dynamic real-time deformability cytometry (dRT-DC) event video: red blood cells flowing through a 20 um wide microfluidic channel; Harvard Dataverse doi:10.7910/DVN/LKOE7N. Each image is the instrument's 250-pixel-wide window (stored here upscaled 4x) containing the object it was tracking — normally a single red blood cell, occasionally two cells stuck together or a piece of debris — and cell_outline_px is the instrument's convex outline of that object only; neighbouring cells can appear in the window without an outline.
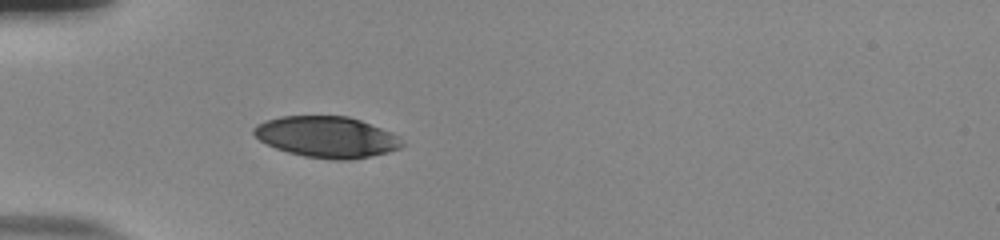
{"species": "human", "species_latin": "Homo sapiens", "temperature_condition": "room temperature", "stored_images_in_passage": 37, "camera_frame_rate_fps": 3000, "um_per_image_px": 0.085, "donor": {"sex": "male"}, "frame": {"image": 1, "passage_image": 1, "time_ms": 0.0, "image_size_px": [1000, 240], "cell_outline_px": [[404, 144], [400, 148], [388, 152], [372, 156], [352, 160], [332, 160], [304, 156], [288, 152], [276, 148], [260, 140], [252, 132], [252, 128], [268, 120], [280, 116], [348, 116], [360, 120], [392, 132]], "centroid_in_image_um": [27.79, 11.65], "position_along_channel_um": 57.2, "area_um2": 35.37}}
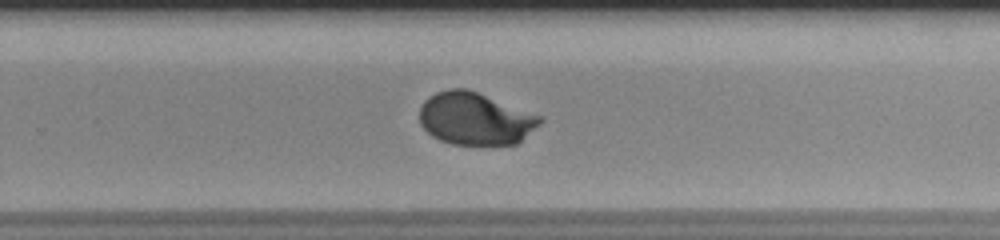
{"frame": {"image": 2, "passage_image": 20, "time_ms": 6.333, "image_size_px": [1000, 240], "cell_outline_px": [[544, 120], [540, 124], [516, 144], [484, 148], [452, 144], [440, 140], [432, 136], [420, 124], [420, 108], [424, 100], [436, 92], [448, 88], [464, 88], [476, 92], [544, 116]], "centroid_in_image_um": [40.42, 10.13], "position_along_channel_um": 289.4, "area_um2": 37.63}}
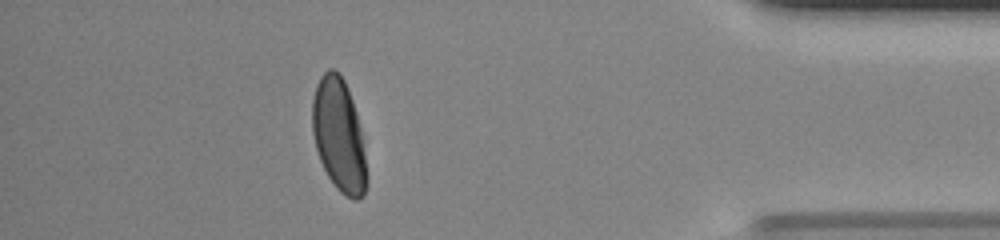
{"frame": {"image": 3, "passage_image": 32, "time_ms": 10.333, "image_size_px": [1000, 240], "cell_outline_px": [[364, 196], [360, 200], [352, 200], [344, 196], [336, 188], [328, 176], [320, 160], [316, 148], [312, 132], [312, 100], [316, 84], [320, 76], [328, 68], [332, 68], [344, 80], [348, 88], [356, 112], [360, 132], [364, 156]], "centroid_in_image_um": [28.75, 11.47], "position_along_channel_um": 406.4, "area_um2": 35.14}, "authors_computed_cell_mechanics": {"area_um2": 37.1654, "velocity_mm_per_s": 3.8421, "shape_relaxation_time_tau1_ms": 3.7541, "shape_relaxation_time_tau2_ms": null, "deformation_change_tau1": 0.1752, "deformation_change_tau2": null}}